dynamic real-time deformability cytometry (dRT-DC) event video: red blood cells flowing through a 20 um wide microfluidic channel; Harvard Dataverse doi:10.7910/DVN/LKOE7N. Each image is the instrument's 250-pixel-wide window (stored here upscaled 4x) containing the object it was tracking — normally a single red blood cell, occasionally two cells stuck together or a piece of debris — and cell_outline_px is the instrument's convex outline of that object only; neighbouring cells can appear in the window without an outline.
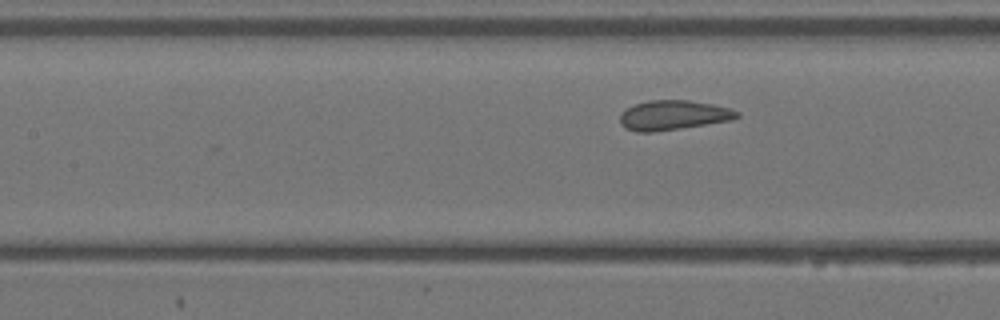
{"species": "Egyptian fruit bat (a non-hibernating species)", "species_latin": "Rousettus aegyptiacus", "temperature_condition": "warm", "stored_images_in_passage": 6, "segment_of_instrument_passage": [2, 2], "camera_frame_rate_fps": 3000, "um_per_image_px": 0.085, "animal": {"sex": "female"}, "frame": {"image": 1, "passage_image": 6, "time_ms": 1.667, "image_size_px": [1000, 320], "cell_outline_px": [[740, 116], [732, 120], [680, 128], [652, 132], [636, 132], [624, 128], [620, 124], [620, 116], [628, 108], [636, 104], [648, 100], [688, 100], [712, 104], [728, 108], [740, 112]], "centroid_in_image_um": [57.23, 9.79], "position_along_channel_um": 150.2, "area_um2": 20.06}}